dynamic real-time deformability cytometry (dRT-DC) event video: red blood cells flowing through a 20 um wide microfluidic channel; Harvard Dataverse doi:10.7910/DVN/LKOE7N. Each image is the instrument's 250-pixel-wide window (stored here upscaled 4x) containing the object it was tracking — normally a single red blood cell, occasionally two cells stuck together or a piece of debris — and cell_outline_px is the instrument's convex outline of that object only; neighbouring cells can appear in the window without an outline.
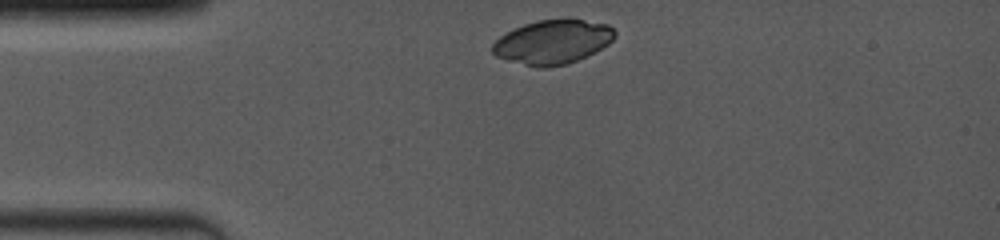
{"species": "common noctule bat (a hibernating species)", "species_latin": "Nyctalus noctula", "temperature_condition": "room temperature", "stored_images_in_passage": 2, "camera_frame_rate_fps": 4000, "um_per_image_px": 0.085, "animal": {"sex": "female", "body_mass_g": 19.0, "forearm_length_mm": 53.3}, "frame": {"image": 1, "passage_image": 1, "time_ms": 0.0, "image_size_px": [1000, 240], "cell_outline_px": [[616, 36], [608, 44], [568, 64], [544, 68], [536, 68], [508, 60], [496, 56], [492, 52], [492, 44], [500, 36], [524, 24], [536, 20], [564, 16], [568, 16], [608, 24], [616, 32]], "centroid_in_image_um": [46.99, 3.52], "position_along_channel_um": 38.0, "area_um2": 31.91}}